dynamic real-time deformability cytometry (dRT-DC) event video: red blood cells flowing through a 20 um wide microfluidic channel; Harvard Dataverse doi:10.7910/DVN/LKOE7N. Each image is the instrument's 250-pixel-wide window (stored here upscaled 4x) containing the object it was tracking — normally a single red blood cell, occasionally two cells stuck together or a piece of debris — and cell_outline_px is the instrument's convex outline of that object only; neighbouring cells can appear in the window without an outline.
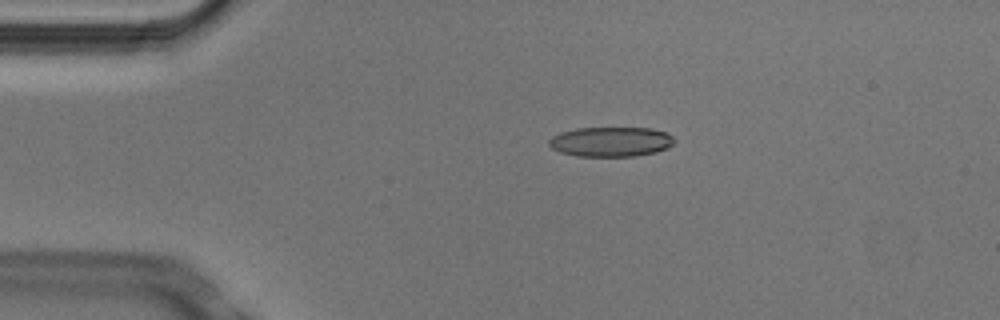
{"species": "Egyptian fruit bat (a non-hibernating species)", "species_latin": "Rousettus aegyptiacus", "temperature_condition": "cold", "stored_images_in_passage": 4, "camera_frame_rate_fps": 3000, "um_per_image_px": 0.085, "animal": {"sex": "male"}, "frame": {"image": 1, "passage_image": 3, "time_ms": 0.667, "image_size_px": [1000, 320], "cell_outline_px": [[676, 140], [668, 148], [656, 152], [636, 156], [576, 156], [560, 152], [552, 148], [548, 144], [548, 140], [552, 136], [560, 132], [576, 128], [652, 128], [668, 132]], "centroid_in_image_um": [51.93, 12.04], "position_along_channel_um": 33.1, "area_um2": 21.96}}